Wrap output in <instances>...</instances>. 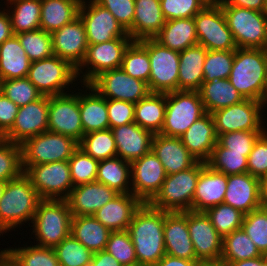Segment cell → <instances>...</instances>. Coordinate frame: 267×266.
Wrapping results in <instances>:
<instances>
[{
	"mask_svg": "<svg viewBox=\"0 0 267 266\" xmlns=\"http://www.w3.org/2000/svg\"><path fill=\"white\" fill-rule=\"evenodd\" d=\"M163 230L164 211L142 203L127 229L138 263L154 266L166 254Z\"/></svg>",
	"mask_w": 267,
	"mask_h": 266,
	"instance_id": "cell-1",
	"label": "cell"
},
{
	"mask_svg": "<svg viewBox=\"0 0 267 266\" xmlns=\"http://www.w3.org/2000/svg\"><path fill=\"white\" fill-rule=\"evenodd\" d=\"M40 201L30 178L24 172L7 181L0 199V236L26 223L30 226Z\"/></svg>",
	"mask_w": 267,
	"mask_h": 266,
	"instance_id": "cell-2",
	"label": "cell"
},
{
	"mask_svg": "<svg viewBox=\"0 0 267 266\" xmlns=\"http://www.w3.org/2000/svg\"><path fill=\"white\" fill-rule=\"evenodd\" d=\"M228 79L244 99L267 104L266 49L236 48Z\"/></svg>",
	"mask_w": 267,
	"mask_h": 266,
	"instance_id": "cell-3",
	"label": "cell"
},
{
	"mask_svg": "<svg viewBox=\"0 0 267 266\" xmlns=\"http://www.w3.org/2000/svg\"><path fill=\"white\" fill-rule=\"evenodd\" d=\"M71 221L66 200H41L31 222V239L37 246L54 248L71 235Z\"/></svg>",
	"mask_w": 267,
	"mask_h": 266,
	"instance_id": "cell-4",
	"label": "cell"
},
{
	"mask_svg": "<svg viewBox=\"0 0 267 266\" xmlns=\"http://www.w3.org/2000/svg\"><path fill=\"white\" fill-rule=\"evenodd\" d=\"M205 165L206 162L197 161L186 170L167 175L160 191L149 204L167 212L193 211V196Z\"/></svg>",
	"mask_w": 267,
	"mask_h": 266,
	"instance_id": "cell-5",
	"label": "cell"
},
{
	"mask_svg": "<svg viewBox=\"0 0 267 266\" xmlns=\"http://www.w3.org/2000/svg\"><path fill=\"white\" fill-rule=\"evenodd\" d=\"M27 78L43 96L71 92V87L75 89L78 84L76 68L56 55L31 62Z\"/></svg>",
	"mask_w": 267,
	"mask_h": 266,
	"instance_id": "cell-6",
	"label": "cell"
},
{
	"mask_svg": "<svg viewBox=\"0 0 267 266\" xmlns=\"http://www.w3.org/2000/svg\"><path fill=\"white\" fill-rule=\"evenodd\" d=\"M237 48H267V14L265 12L220 5Z\"/></svg>",
	"mask_w": 267,
	"mask_h": 266,
	"instance_id": "cell-7",
	"label": "cell"
},
{
	"mask_svg": "<svg viewBox=\"0 0 267 266\" xmlns=\"http://www.w3.org/2000/svg\"><path fill=\"white\" fill-rule=\"evenodd\" d=\"M78 147L72 137L49 130L29 138L21 144L23 171L29 166L68 161Z\"/></svg>",
	"mask_w": 267,
	"mask_h": 266,
	"instance_id": "cell-8",
	"label": "cell"
},
{
	"mask_svg": "<svg viewBox=\"0 0 267 266\" xmlns=\"http://www.w3.org/2000/svg\"><path fill=\"white\" fill-rule=\"evenodd\" d=\"M266 109L267 104L264 102L244 99L240 103L214 111L211 114L217 136L235 131H265Z\"/></svg>",
	"mask_w": 267,
	"mask_h": 266,
	"instance_id": "cell-9",
	"label": "cell"
},
{
	"mask_svg": "<svg viewBox=\"0 0 267 266\" xmlns=\"http://www.w3.org/2000/svg\"><path fill=\"white\" fill-rule=\"evenodd\" d=\"M199 91L166 93V112L160 134L180 137L197 119L205 114Z\"/></svg>",
	"mask_w": 267,
	"mask_h": 266,
	"instance_id": "cell-10",
	"label": "cell"
},
{
	"mask_svg": "<svg viewBox=\"0 0 267 266\" xmlns=\"http://www.w3.org/2000/svg\"><path fill=\"white\" fill-rule=\"evenodd\" d=\"M132 41L131 37H120L100 44H89L83 62L76 69L78 83L89 84L100 73L120 68L124 53Z\"/></svg>",
	"mask_w": 267,
	"mask_h": 266,
	"instance_id": "cell-11",
	"label": "cell"
},
{
	"mask_svg": "<svg viewBox=\"0 0 267 266\" xmlns=\"http://www.w3.org/2000/svg\"><path fill=\"white\" fill-rule=\"evenodd\" d=\"M139 42L147 49L150 58V92L178 91L179 52L162 46L155 39H143Z\"/></svg>",
	"mask_w": 267,
	"mask_h": 266,
	"instance_id": "cell-12",
	"label": "cell"
},
{
	"mask_svg": "<svg viewBox=\"0 0 267 266\" xmlns=\"http://www.w3.org/2000/svg\"><path fill=\"white\" fill-rule=\"evenodd\" d=\"M24 173L41 200H66L74 188L68 161L29 166Z\"/></svg>",
	"mask_w": 267,
	"mask_h": 266,
	"instance_id": "cell-13",
	"label": "cell"
},
{
	"mask_svg": "<svg viewBox=\"0 0 267 266\" xmlns=\"http://www.w3.org/2000/svg\"><path fill=\"white\" fill-rule=\"evenodd\" d=\"M187 226L196 253L204 266H218L223 250V237L216 231L205 212L187 211Z\"/></svg>",
	"mask_w": 267,
	"mask_h": 266,
	"instance_id": "cell-14",
	"label": "cell"
},
{
	"mask_svg": "<svg viewBox=\"0 0 267 266\" xmlns=\"http://www.w3.org/2000/svg\"><path fill=\"white\" fill-rule=\"evenodd\" d=\"M198 44L207 50L229 51L237 48L219 4L206 5L194 16Z\"/></svg>",
	"mask_w": 267,
	"mask_h": 266,
	"instance_id": "cell-15",
	"label": "cell"
},
{
	"mask_svg": "<svg viewBox=\"0 0 267 266\" xmlns=\"http://www.w3.org/2000/svg\"><path fill=\"white\" fill-rule=\"evenodd\" d=\"M48 130L70 136L77 142L82 140L79 92L76 89L65 94L48 96Z\"/></svg>",
	"mask_w": 267,
	"mask_h": 266,
	"instance_id": "cell-16",
	"label": "cell"
},
{
	"mask_svg": "<svg viewBox=\"0 0 267 266\" xmlns=\"http://www.w3.org/2000/svg\"><path fill=\"white\" fill-rule=\"evenodd\" d=\"M78 16L84 24L88 44H100L120 37H130L111 12L95 0H82Z\"/></svg>",
	"mask_w": 267,
	"mask_h": 266,
	"instance_id": "cell-17",
	"label": "cell"
},
{
	"mask_svg": "<svg viewBox=\"0 0 267 266\" xmlns=\"http://www.w3.org/2000/svg\"><path fill=\"white\" fill-rule=\"evenodd\" d=\"M106 99L138 103L149 93L148 83L133 78L121 68L100 73L90 83Z\"/></svg>",
	"mask_w": 267,
	"mask_h": 266,
	"instance_id": "cell-18",
	"label": "cell"
},
{
	"mask_svg": "<svg viewBox=\"0 0 267 266\" xmlns=\"http://www.w3.org/2000/svg\"><path fill=\"white\" fill-rule=\"evenodd\" d=\"M167 174L161 161L150 150L131 162V194L149 203L160 191Z\"/></svg>",
	"mask_w": 267,
	"mask_h": 266,
	"instance_id": "cell-19",
	"label": "cell"
},
{
	"mask_svg": "<svg viewBox=\"0 0 267 266\" xmlns=\"http://www.w3.org/2000/svg\"><path fill=\"white\" fill-rule=\"evenodd\" d=\"M48 131V96L19 107L12 129L3 139L21 145L27 139Z\"/></svg>",
	"mask_w": 267,
	"mask_h": 266,
	"instance_id": "cell-20",
	"label": "cell"
},
{
	"mask_svg": "<svg viewBox=\"0 0 267 266\" xmlns=\"http://www.w3.org/2000/svg\"><path fill=\"white\" fill-rule=\"evenodd\" d=\"M51 36L54 55L67 60L77 69L83 62L89 46L81 18L78 16L72 22L53 31Z\"/></svg>",
	"mask_w": 267,
	"mask_h": 266,
	"instance_id": "cell-21",
	"label": "cell"
},
{
	"mask_svg": "<svg viewBox=\"0 0 267 266\" xmlns=\"http://www.w3.org/2000/svg\"><path fill=\"white\" fill-rule=\"evenodd\" d=\"M118 194L110 187L95 181L74 186L66 201L72 217L93 216Z\"/></svg>",
	"mask_w": 267,
	"mask_h": 266,
	"instance_id": "cell-22",
	"label": "cell"
},
{
	"mask_svg": "<svg viewBox=\"0 0 267 266\" xmlns=\"http://www.w3.org/2000/svg\"><path fill=\"white\" fill-rule=\"evenodd\" d=\"M164 243L167 255L196 260V253L187 226V211H164Z\"/></svg>",
	"mask_w": 267,
	"mask_h": 266,
	"instance_id": "cell-23",
	"label": "cell"
},
{
	"mask_svg": "<svg viewBox=\"0 0 267 266\" xmlns=\"http://www.w3.org/2000/svg\"><path fill=\"white\" fill-rule=\"evenodd\" d=\"M224 204L230 205L243 214L263 206L260 198L259 178L248 172L228 175Z\"/></svg>",
	"mask_w": 267,
	"mask_h": 266,
	"instance_id": "cell-24",
	"label": "cell"
},
{
	"mask_svg": "<svg viewBox=\"0 0 267 266\" xmlns=\"http://www.w3.org/2000/svg\"><path fill=\"white\" fill-rule=\"evenodd\" d=\"M111 130L115 138L117 157L131 163L151 150L154 134L137 123H128Z\"/></svg>",
	"mask_w": 267,
	"mask_h": 266,
	"instance_id": "cell-25",
	"label": "cell"
},
{
	"mask_svg": "<svg viewBox=\"0 0 267 266\" xmlns=\"http://www.w3.org/2000/svg\"><path fill=\"white\" fill-rule=\"evenodd\" d=\"M179 138L197 161L206 162L210 158L218 138L212 114L206 112Z\"/></svg>",
	"mask_w": 267,
	"mask_h": 266,
	"instance_id": "cell-26",
	"label": "cell"
},
{
	"mask_svg": "<svg viewBox=\"0 0 267 266\" xmlns=\"http://www.w3.org/2000/svg\"><path fill=\"white\" fill-rule=\"evenodd\" d=\"M151 150L161 161L167 175L186 170L197 162L178 137L155 134Z\"/></svg>",
	"mask_w": 267,
	"mask_h": 266,
	"instance_id": "cell-27",
	"label": "cell"
},
{
	"mask_svg": "<svg viewBox=\"0 0 267 266\" xmlns=\"http://www.w3.org/2000/svg\"><path fill=\"white\" fill-rule=\"evenodd\" d=\"M81 87L83 89L76 86L79 91V109L83 135L93 131L109 129L107 99L89 84H81Z\"/></svg>",
	"mask_w": 267,
	"mask_h": 266,
	"instance_id": "cell-28",
	"label": "cell"
},
{
	"mask_svg": "<svg viewBox=\"0 0 267 266\" xmlns=\"http://www.w3.org/2000/svg\"><path fill=\"white\" fill-rule=\"evenodd\" d=\"M228 176L205 165L200 172L193 196V211L205 212L224 202Z\"/></svg>",
	"mask_w": 267,
	"mask_h": 266,
	"instance_id": "cell-29",
	"label": "cell"
},
{
	"mask_svg": "<svg viewBox=\"0 0 267 266\" xmlns=\"http://www.w3.org/2000/svg\"><path fill=\"white\" fill-rule=\"evenodd\" d=\"M142 202L131 193L118 194L94 213V217L111 232L128 229Z\"/></svg>",
	"mask_w": 267,
	"mask_h": 266,
	"instance_id": "cell-30",
	"label": "cell"
},
{
	"mask_svg": "<svg viewBox=\"0 0 267 266\" xmlns=\"http://www.w3.org/2000/svg\"><path fill=\"white\" fill-rule=\"evenodd\" d=\"M207 49L196 44L179 52L178 91H199Z\"/></svg>",
	"mask_w": 267,
	"mask_h": 266,
	"instance_id": "cell-31",
	"label": "cell"
},
{
	"mask_svg": "<svg viewBox=\"0 0 267 266\" xmlns=\"http://www.w3.org/2000/svg\"><path fill=\"white\" fill-rule=\"evenodd\" d=\"M133 40L154 39L166 23L160 0H135Z\"/></svg>",
	"mask_w": 267,
	"mask_h": 266,
	"instance_id": "cell-32",
	"label": "cell"
},
{
	"mask_svg": "<svg viewBox=\"0 0 267 266\" xmlns=\"http://www.w3.org/2000/svg\"><path fill=\"white\" fill-rule=\"evenodd\" d=\"M154 39L162 46L178 52L198 44L194 17L166 21Z\"/></svg>",
	"mask_w": 267,
	"mask_h": 266,
	"instance_id": "cell-33",
	"label": "cell"
},
{
	"mask_svg": "<svg viewBox=\"0 0 267 266\" xmlns=\"http://www.w3.org/2000/svg\"><path fill=\"white\" fill-rule=\"evenodd\" d=\"M31 61L13 35L0 45V77L2 80L27 77Z\"/></svg>",
	"mask_w": 267,
	"mask_h": 266,
	"instance_id": "cell-34",
	"label": "cell"
},
{
	"mask_svg": "<svg viewBox=\"0 0 267 266\" xmlns=\"http://www.w3.org/2000/svg\"><path fill=\"white\" fill-rule=\"evenodd\" d=\"M166 112V93L150 92L135 103L134 122L155 134H160Z\"/></svg>",
	"mask_w": 267,
	"mask_h": 266,
	"instance_id": "cell-35",
	"label": "cell"
},
{
	"mask_svg": "<svg viewBox=\"0 0 267 266\" xmlns=\"http://www.w3.org/2000/svg\"><path fill=\"white\" fill-rule=\"evenodd\" d=\"M110 233L94 216L72 217L71 235L93 253L105 250Z\"/></svg>",
	"mask_w": 267,
	"mask_h": 266,
	"instance_id": "cell-36",
	"label": "cell"
},
{
	"mask_svg": "<svg viewBox=\"0 0 267 266\" xmlns=\"http://www.w3.org/2000/svg\"><path fill=\"white\" fill-rule=\"evenodd\" d=\"M82 0H41L40 29L52 33L78 17Z\"/></svg>",
	"mask_w": 267,
	"mask_h": 266,
	"instance_id": "cell-37",
	"label": "cell"
},
{
	"mask_svg": "<svg viewBox=\"0 0 267 266\" xmlns=\"http://www.w3.org/2000/svg\"><path fill=\"white\" fill-rule=\"evenodd\" d=\"M205 112L214 111L240 103L244 97L230 83L229 79H215L203 82L199 90Z\"/></svg>",
	"mask_w": 267,
	"mask_h": 266,
	"instance_id": "cell-38",
	"label": "cell"
},
{
	"mask_svg": "<svg viewBox=\"0 0 267 266\" xmlns=\"http://www.w3.org/2000/svg\"><path fill=\"white\" fill-rule=\"evenodd\" d=\"M3 3H6L14 35L40 29L41 0H5Z\"/></svg>",
	"mask_w": 267,
	"mask_h": 266,
	"instance_id": "cell-39",
	"label": "cell"
},
{
	"mask_svg": "<svg viewBox=\"0 0 267 266\" xmlns=\"http://www.w3.org/2000/svg\"><path fill=\"white\" fill-rule=\"evenodd\" d=\"M96 182L119 194L131 193V163L120 157L99 161Z\"/></svg>",
	"mask_w": 267,
	"mask_h": 266,
	"instance_id": "cell-40",
	"label": "cell"
},
{
	"mask_svg": "<svg viewBox=\"0 0 267 266\" xmlns=\"http://www.w3.org/2000/svg\"><path fill=\"white\" fill-rule=\"evenodd\" d=\"M24 246V247H23ZM21 247H9L0 251L15 266H60L54 248L23 244Z\"/></svg>",
	"mask_w": 267,
	"mask_h": 266,
	"instance_id": "cell-41",
	"label": "cell"
},
{
	"mask_svg": "<svg viewBox=\"0 0 267 266\" xmlns=\"http://www.w3.org/2000/svg\"><path fill=\"white\" fill-rule=\"evenodd\" d=\"M262 256L256 245L240 228L223 238L220 262H237Z\"/></svg>",
	"mask_w": 267,
	"mask_h": 266,
	"instance_id": "cell-42",
	"label": "cell"
},
{
	"mask_svg": "<svg viewBox=\"0 0 267 266\" xmlns=\"http://www.w3.org/2000/svg\"><path fill=\"white\" fill-rule=\"evenodd\" d=\"M79 147L98 161L117 157L115 138L110 128L83 135Z\"/></svg>",
	"mask_w": 267,
	"mask_h": 266,
	"instance_id": "cell-43",
	"label": "cell"
},
{
	"mask_svg": "<svg viewBox=\"0 0 267 266\" xmlns=\"http://www.w3.org/2000/svg\"><path fill=\"white\" fill-rule=\"evenodd\" d=\"M247 161L248 157L244 156L243 153L229 152L217 142L210 158L206 161V165L228 176L247 173Z\"/></svg>",
	"mask_w": 267,
	"mask_h": 266,
	"instance_id": "cell-44",
	"label": "cell"
},
{
	"mask_svg": "<svg viewBox=\"0 0 267 266\" xmlns=\"http://www.w3.org/2000/svg\"><path fill=\"white\" fill-rule=\"evenodd\" d=\"M120 68L131 77L148 83L151 69L147 49L133 40L124 53Z\"/></svg>",
	"mask_w": 267,
	"mask_h": 266,
	"instance_id": "cell-45",
	"label": "cell"
},
{
	"mask_svg": "<svg viewBox=\"0 0 267 266\" xmlns=\"http://www.w3.org/2000/svg\"><path fill=\"white\" fill-rule=\"evenodd\" d=\"M31 62L54 55L51 33L38 29L16 34Z\"/></svg>",
	"mask_w": 267,
	"mask_h": 266,
	"instance_id": "cell-46",
	"label": "cell"
},
{
	"mask_svg": "<svg viewBox=\"0 0 267 266\" xmlns=\"http://www.w3.org/2000/svg\"><path fill=\"white\" fill-rule=\"evenodd\" d=\"M211 224L224 238L231 232L242 228L245 214L230 205L221 203L205 211Z\"/></svg>",
	"mask_w": 267,
	"mask_h": 266,
	"instance_id": "cell-47",
	"label": "cell"
},
{
	"mask_svg": "<svg viewBox=\"0 0 267 266\" xmlns=\"http://www.w3.org/2000/svg\"><path fill=\"white\" fill-rule=\"evenodd\" d=\"M60 266H90L93 252L72 235L54 247Z\"/></svg>",
	"mask_w": 267,
	"mask_h": 266,
	"instance_id": "cell-48",
	"label": "cell"
},
{
	"mask_svg": "<svg viewBox=\"0 0 267 266\" xmlns=\"http://www.w3.org/2000/svg\"><path fill=\"white\" fill-rule=\"evenodd\" d=\"M242 229L262 255L267 256V206H261L245 214Z\"/></svg>",
	"mask_w": 267,
	"mask_h": 266,
	"instance_id": "cell-49",
	"label": "cell"
},
{
	"mask_svg": "<svg viewBox=\"0 0 267 266\" xmlns=\"http://www.w3.org/2000/svg\"><path fill=\"white\" fill-rule=\"evenodd\" d=\"M21 145L0 139V181H10L23 173Z\"/></svg>",
	"mask_w": 267,
	"mask_h": 266,
	"instance_id": "cell-50",
	"label": "cell"
},
{
	"mask_svg": "<svg viewBox=\"0 0 267 266\" xmlns=\"http://www.w3.org/2000/svg\"><path fill=\"white\" fill-rule=\"evenodd\" d=\"M73 186L95 182L99 161L78 147L68 160Z\"/></svg>",
	"mask_w": 267,
	"mask_h": 266,
	"instance_id": "cell-51",
	"label": "cell"
},
{
	"mask_svg": "<svg viewBox=\"0 0 267 266\" xmlns=\"http://www.w3.org/2000/svg\"><path fill=\"white\" fill-rule=\"evenodd\" d=\"M234 61V50H207L204 62L203 82L215 79H228Z\"/></svg>",
	"mask_w": 267,
	"mask_h": 266,
	"instance_id": "cell-52",
	"label": "cell"
},
{
	"mask_svg": "<svg viewBox=\"0 0 267 266\" xmlns=\"http://www.w3.org/2000/svg\"><path fill=\"white\" fill-rule=\"evenodd\" d=\"M2 93L18 107L38 100L42 96L27 77L3 80Z\"/></svg>",
	"mask_w": 267,
	"mask_h": 266,
	"instance_id": "cell-53",
	"label": "cell"
},
{
	"mask_svg": "<svg viewBox=\"0 0 267 266\" xmlns=\"http://www.w3.org/2000/svg\"><path fill=\"white\" fill-rule=\"evenodd\" d=\"M105 250L122 266L138 263L135 248L127 230L111 232Z\"/></svg>",
	"mask_w": 267,
	"mask_h": 266,
	"instance_id": "cell-54",
	"label": "cell"
},
{
	"mask_svg": "<svg viewBox=\"0 0 267 266\" xmlns=\"http://www.w3.org/2000/svg\"><path fill=\"white\" fill-rule=\"evenodd\" d=\"M264 131H235L218 135L217 142L229 152L243 153L248 157L257 138Z\"/></svg>",
	"mask_w": 267,
	"mask_h": 266,
	"instance_id": "cell-55",
	"label": "cell"
},
{
	"mask_svg": "<svg viewBox=\"0 0 267 266\" xmlns=\"http://www.w3.org/2000/svg\"><path fill=\"white\" fill-rule=\"evenodd\" d=\"M206 5L203 0H160L166 21L194 17Z\"/></svg>",
	"mask_w": 267,
	"mask_h": 266,
	"instance_id": "cell-56",
	"label": "cell"
},
{
	"mask_svg": "<svg viewBox=\"0 0 267 266\" xmlns=\"http://www.w3.org/2000/svg\"><path fill=\"white\" fill-rule=\"evenodd\" d=\"M107 8L133 39L135 0H95Z\"/></svg>",
	"mask_w": 267,
	"mask_h": 266,
	"instance_id": "cell-57",
	"label": "cell"
},
{
	"mask_svg": "<svg viewBox=\"0 0 267 266\" xmlns=\"http://www.w3.org/2000/svg\"><path fill=\"white\" fill-rule=\"evenodd\" d=\"M248 173L260 178L267 174V129L257 138L247 161Z\"/></svg>",
	"mask_w": 267,
	"mask_h": 266,
	"instance_id": "cell-58",
	"label": "cell"
},
{
	"mask_svg": "<svg viewBox=\"0 0 267 266\" xmlns=\"http://www.w3.org/2000/svg\"><path fill=\"white\" fill-rule=\"evenodd\" d=\"M135 103L107 99V112L110 129L134 122Z\"/></svg>",
	"mask_w": 267,
	"mask_h": 266,
	"instance_id": "cell-59",
	"label": "cell"
},
{
	"mask_svg": "<svg viewBox=\"0 0 267 266\" xmlns=\"http://www.w3.org/2000/svg\"><path fill=\"white\" fill-rule=\"evenodd\" d=\"M19 107L7 98L3 93L0 94V137L3 138L13 126Z\"/></svg>",
	"mask_w": 267,
	"mask_h": 266,
	"instance_id": "cell-60",
	"label": "cell"
},
{
	"mask_svg": "<svg viewBox=\"0 0 267 266\" xmlns=\"http://www.w3.org/2000/svg\"><path fill=\"white\" fill-rule=\"evenodd\" d=\"M267 0H225L219 5H230L265 12Z\"/></svg>",
	"mask_w": 267,
	"mask_h": 266,
	"instance_id": "cell-61",
	"label": "cell"
},
{
	"mask_svg": "<svg viewBox=\"0 0 267 266\" xmlns=\"http://www.w3.org/2000/svg\"><path fill=\"white\" fill-rule=\"evenodd\" d=\"M2 6L1 10L0 9V45L12 37L14 35L13 30H12V25L10 21V17L8 12L6 11L5 7Z\"/></svg>",
	"mask_w": 267,
	"mask_h": 266,
	"instance_id": "cell-62",
	"label": "cell"
},
{
	"mask_svg": "<svg viewBox=\"0 0 267 266\" xmlns=\"http://www.w3.org/2000/svg\"><path fill=\"white\" fill-rule=\"evenodd\" d=\"M154 266H204L197 260H187L165 254Z\"/></svg>",
	"mask_w": 267,
	"mask_h": 266,
	"instance_id": "cell-63",
	"label": "cell"
},
{
	"mask_svg": "<svg viewBox=\"0 0 267 266\" xmlns=\"http://www.w3.org/2000/svg\"><path fill=\"white\" fill-rule=\"evenodd\" d=\"M90 266H122L112 255L106 250L93 253Z\"/></svg>",
	"mask_w": 267,
	"mask_h": 266,
	"instance_id": "cell-64",
	"label": "cell"
},
{
	"mask_svg": "<svg viewBox=\"0 0 267 266\" xmlns=\"http://www.w3.org/2000/svg\"><path fill=\"white\" fill-rule=\"evenodd\" d=\"M218 266H267V256L262 255L258 258L246 259L237 262H220Z\"/></svg>",
	"mask_w": 267,
	"mask_h": 266,
	"instance_id": "cell-65",
	"label": "cell"
},
{
	"mask_svg": "<svg viewBox=\"0 0 267 266\" xmlns=\"http://www.w3.org/2000/svg\"><path fill=\"white\" fill-rule=\"evenodd\" d=\"M260 198L264 206H267V174L259 178Z\"/></svg>",
	"mask_w": 267,
	"mask_h": 266,
	"instance_id": "cell-66",
	"label": "cell"
},
{
	"mask_svg": "<svg viewBox=\"0 0 267 266\" xmlns=\"http://www.w3.org/2000/svg\"><path fill=\"white\" fill-rule=\"evenodd\" d=\"M0 266H15V265L0 251Z\"/></svg>",
	"mask_w": 267,
	"mask_h": 266,
	"instance_id": "cell-67",
	"label": "cell"
},
{
	"mask_svg": "<svg viewBox=\"0 0 267 266\" xmlns=\"http://www.w3.org/2000/svg\"><path fill=\"white\" fill-rule=\"evenodd\" d=\"M6 182L0 181V199L2 197L3 190L5 188Z\"/></svg>",
	"mask_w": 267,
	"mask_h": 266,
	"instance_id": "cell-68",
	"label": "cell"
},
{
	"mask_svg": "<svg viewBox=\"0 0 267 266\" xmlns=\"http://www.w3.org/2000/svg\"><path fill=\"white\" fill-rule=\"evenodd\" d=\"M225 0H212V5L213 4H220L222 2H224Z\"/></svg>",
	"mask_w": 267,
	"mask_h": 266,
	"instance_id": "cell-69",
	"label": "cell"
},
{
	"mask_svg": "<svg viewBox=\"0 0 267 266\" xmlns=\"http://www.w3.org/2000/svg\"><path fill=\"white\" fill-rule=\"evenodd\" d=\"M125 266H146V265L140 264V263H136V264H133V265H125Z\"/></svg>",
	"mask_w": 267,
	"mask_h": 266,
	"instance_id": "cell-70",
	"label": "cell"
},
{
	"mask_svg": "<svg viewBox=\"0 0 267 266\" xmlns=\"http://www.w3.org/2000/svg\"><path fill=\"white\" fill-rule=\"evenodd\" d=\"M207 5H212V0H203Z\"/></svg>",
	"mask_w": 267,
	"mask_h": 266,
	"instance_id": "cell-71",
	"label": "cell"
},
{
	"mask_svg": "<svg viewBox=\"0 0 267 266\" xmlns=\"http://www.w3.org/2000/svg\"><path fill=\"white\" fill-rule=\"evenodd\" d=\"M2 78L0 77V94L2 93Z\"/></svg>",
	"mask_w": 267,
	"mask_h": 266,
	"instance_id": "cell-72",
	"label": "cell"
},
{
	"mask_svg": "<svg viewBox=\"0 0 267 266\" xmlns=\"http://www.w3.org/2000/svg\"><path fill=\"white\" fill-rule=\"evenodd\" d=\"M266 70H267V48H266Z\"/></svg>",
	"mask_w": 267,
	"mask_h": 266,
	"instance_id": "cell-73",
	"label": "cell"
}]
</instances>
